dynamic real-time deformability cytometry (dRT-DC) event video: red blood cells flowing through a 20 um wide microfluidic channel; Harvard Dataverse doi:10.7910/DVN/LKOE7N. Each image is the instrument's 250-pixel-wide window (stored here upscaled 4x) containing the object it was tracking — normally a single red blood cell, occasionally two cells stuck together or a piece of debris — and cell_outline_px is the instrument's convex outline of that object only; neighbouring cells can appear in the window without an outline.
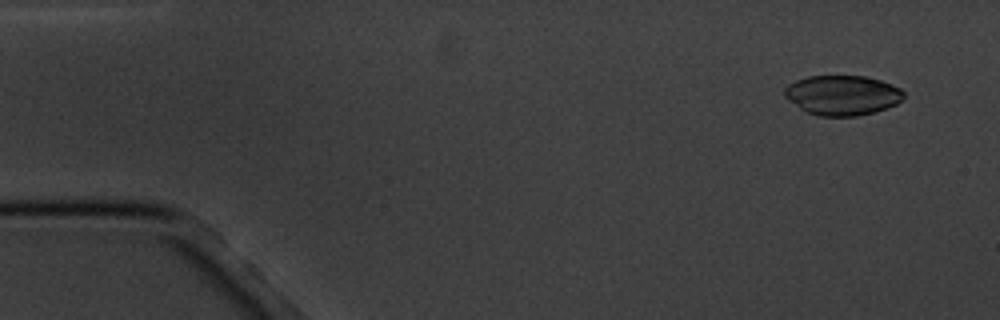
{"species": "common noctule bat (a hibernating species)", "species_latin": "Nyctalus noctula", "temperature_condition": "cold", "stored_images_in_passage": 9, "camera_frame_rate_fps": 3000, "um_per_image_px": 0.085, "animal": {"sex": "male", "body_mass_g": 20.1, "forearm_length_mm": 53.5}, "frame": {"image": 1, "passage_image": 1, "time_ms": 0.0, "image_size_px": [1000, 320], "cell_outline_px": [[904, 96], [896, 104], [872, 112], [856, 116], [820, 116], [804, 112], [788, 100], [784, 96], [784, 88], [788, 84], [796, 80], [808, 76], [864, 76], [880, 80], [892, 84], [900, 88], [904, 92]], "centroid_in_image_um": [71.55, 8.09], "position_along_channel_um": 13.4, "area_um2": 27.69}}
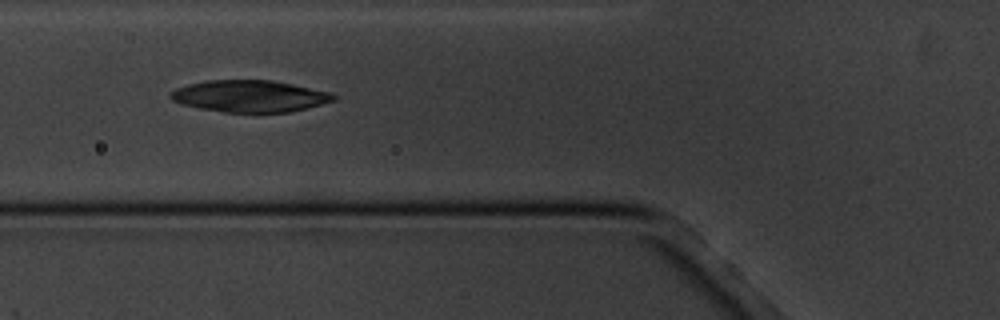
{"frame": {"image": 2, "passage_image": 6, "time_ms": 5.667, "image_size_px": [1000, 320], "cell_outline_px": [[336, 100], [288, 112], [224, 112], [200, 108], [180, 104], [172, 100], [168, 96], [176, 88], [188, 84], [208, 80], [272, 80], [332, 92], [336, 96]], "centroid_in_image_um": [21.21, 8.16], "position_along_channel_um": 104.6, "area_um2": 30.06}}
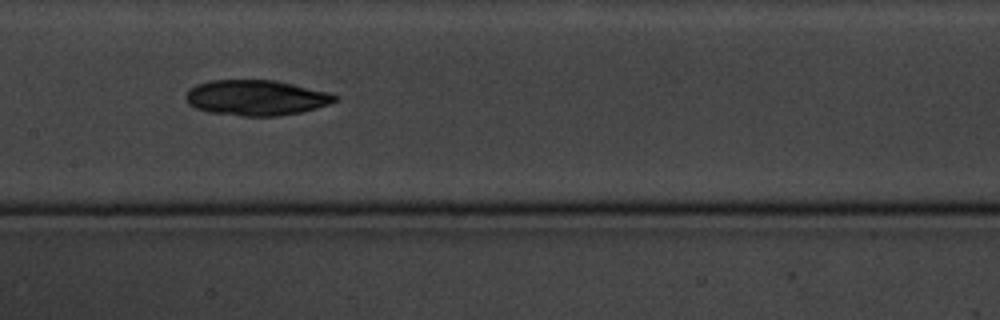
{"frame": {"image": 3, "passage_image": 8, "time_ms": 8.0, "image_size_px": [1000, 320], "cell_outline_px": [[340, 96], [336, 100], [328, 104], [316, 108], [300, 112], [280, 116], [244, 116], [208, 112], [196, 108], [188, 104], [184, 96], [196, 84], [212, 80], [276, 80], [332, 92]], "centroid_in_image_um": [21.81, 8.3], "position_along_channel_um": 185.6, "area_um2": 30.98}}